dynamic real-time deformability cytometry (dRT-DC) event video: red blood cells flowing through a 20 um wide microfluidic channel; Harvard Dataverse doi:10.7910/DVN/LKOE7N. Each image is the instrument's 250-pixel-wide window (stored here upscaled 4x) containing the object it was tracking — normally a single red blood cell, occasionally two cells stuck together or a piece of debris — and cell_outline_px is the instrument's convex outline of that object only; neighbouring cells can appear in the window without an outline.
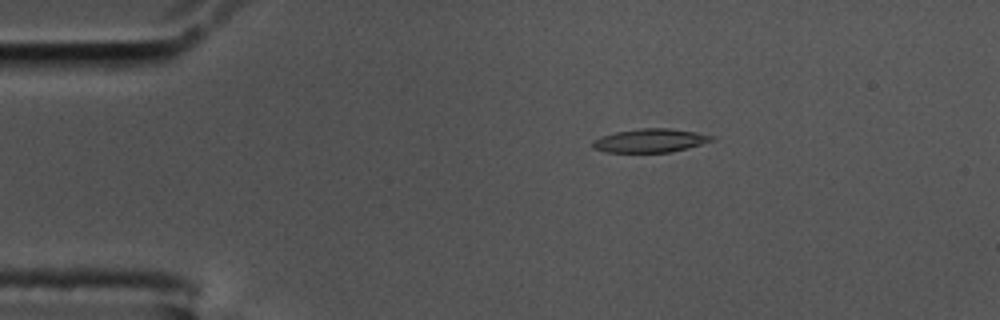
{"species": "common noctule bat (a hibernating species)", "species_latin": "Nyctalus noctula", "temperature_condition": "cold", "stored_images_in_passage": 50, "camera_frame_rate_fps": 3000, "um_per_image_px": 0.085, "animal": {"sex": "male", "body_mass_g": 17.5, "forearm_length_mm": 52.3}, "frame": {"image": 1, "passage_image": 3, "time_ms": 0.667, "image_size_px": [1000, 320], "cell_outline_px": [[716, 136], [712, 140], [688, 148], [672, 152], [604, 152], [592, 148], [592, 140], [600, 136], [616, 132], [640, 128], [668, 128], [696, 132]], "centroid_in_image_um": [55.23, 11.95], "position_along_channel_um": 29.8, "area_um2": 16.42}}
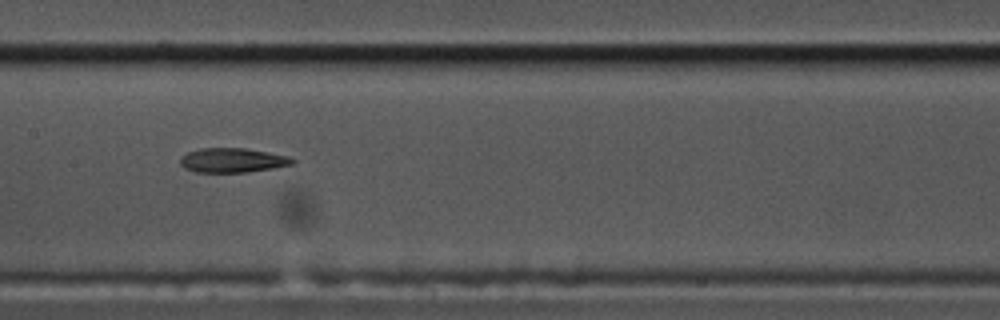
{"frame": {"image": 2, "passage_image": 21, "time_ms": 6.667, "image_size_px": [1000, 320], "cell_outline_px": [[296, 164], [276, 168], [248, 172], [196, 172], [184, 168], [180, 164], [180, 156], [188, 152], [200, 148], [244, 148], [288, 156], [296, 160]], "centroid_in_image_um": [19.78, 13.63], "position_along_channel_um": 187.6, "area_um2": 16.13}}
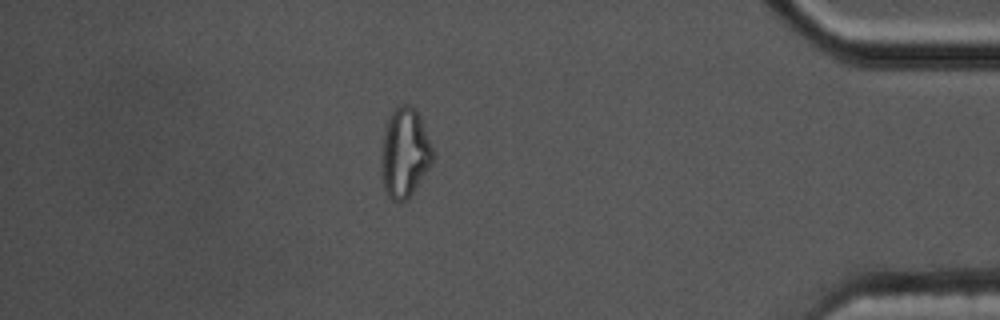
{"frame": {"image": 3, "passage_image": 43, "time_ms": 14.0, "image_size_px": [1000, 320], "cell_outline_px": [[432, 164], [408, 200], [404, 204], [392, 200], [388, 196], [384, 188], [380, 176], [380, 160], [384, 124], [392, 108], [400, 104], [412, 104], [416, 108], [420, 116], [432, 148]], "centroid_in_image_um": [34.35, 12.99], "position_along_channel_um": 400.9, "area_um2": 27.74}, "authors_computed_cell_mechanics": {"area_um2": 16.9932, "velocity_mm_per_s": 3.4617, "shape_relaxation_time_tau1_ms": null, "shape_relaxation_time_tau2_ms": 3.8211, "deformation_change_tau1": null, "deformation_change_tau2": 0.1175}}